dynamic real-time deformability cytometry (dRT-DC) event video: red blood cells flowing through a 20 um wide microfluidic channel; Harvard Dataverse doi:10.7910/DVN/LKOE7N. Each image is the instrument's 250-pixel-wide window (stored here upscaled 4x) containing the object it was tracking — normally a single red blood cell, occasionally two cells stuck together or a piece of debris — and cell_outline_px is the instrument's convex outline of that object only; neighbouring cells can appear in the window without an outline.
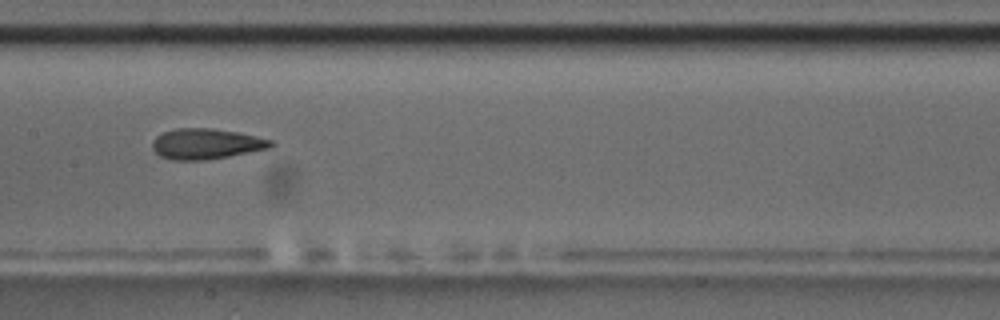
{"species": "common noctule bat (a hibernating species)", "species_latin": "Nyctalus noctula", "temperature_condition": "room temperature", "stored_images_in_passage": 9, "camera_frame_rate_fps": 3000, "um_per_image_px": 0.085, "animal": {"sex": "male", "body_mass_g": 17.5, "forearm_length_mm": 52.3}, "frame": {"image": 1, "passage_image": 9, "time_ms": 9.333, "image_size_px": [1000, 320], "cell_outline_px": [[276, 144], [268, 148], [228, 156], [204, 160], [172, 160], [160, 156], [152, 148], [152, 140], [156, 136], [164, 132], [176, 128], [212, 128], [236, 132], [256, 136], [272, 140]], "centroid_in_image_um": [17.49, 12.22], "position_along_channel_um": 189.9, "area_um2": 20.98}}